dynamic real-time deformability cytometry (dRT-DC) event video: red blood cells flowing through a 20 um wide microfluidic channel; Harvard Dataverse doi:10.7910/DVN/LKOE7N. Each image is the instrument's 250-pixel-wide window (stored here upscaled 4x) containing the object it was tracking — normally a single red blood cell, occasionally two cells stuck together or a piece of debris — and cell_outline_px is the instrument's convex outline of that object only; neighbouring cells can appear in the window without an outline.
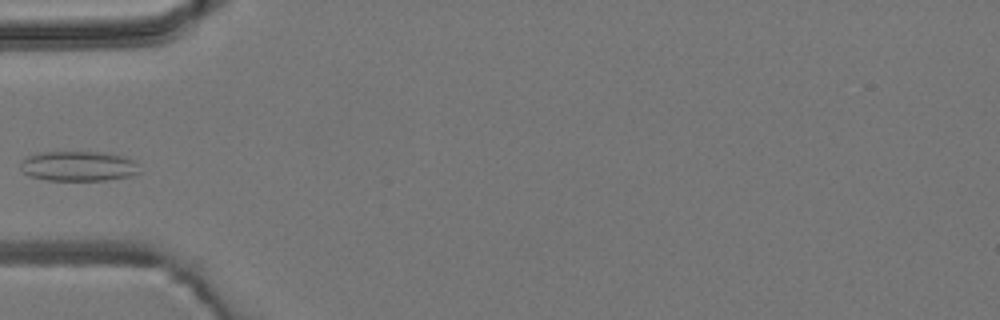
{"species": "common noctule bat (a hibernating species)", "species_latin": "Nyctalus noctula", "temperature_condition": "room temperature", "stored_images_in_passage": 3, "camera_frame_rate_fps": 3000, "um_per_image_px": 0.085, "animal": {"sex": "male", "body_mass_g": 19.2, "forearm_length_mm": 51.8}, "frame": {"image": 1, "passage_image": 3, "time_ms": 3.0, "image_size_px": [1000, 320], "cell_outline_px": [[140, 172], [132, 176], [104, 180], [48, 180], [28, 176], [20, 168], [20, 164], [28, 156], [40, 152], [104, 152], [124, 156], [132, 160], [136, 164]], "centroid_in_image_um": [6.66, 14.12], "position_along_channel_um": 78.3, "area_um2": 20.75}}